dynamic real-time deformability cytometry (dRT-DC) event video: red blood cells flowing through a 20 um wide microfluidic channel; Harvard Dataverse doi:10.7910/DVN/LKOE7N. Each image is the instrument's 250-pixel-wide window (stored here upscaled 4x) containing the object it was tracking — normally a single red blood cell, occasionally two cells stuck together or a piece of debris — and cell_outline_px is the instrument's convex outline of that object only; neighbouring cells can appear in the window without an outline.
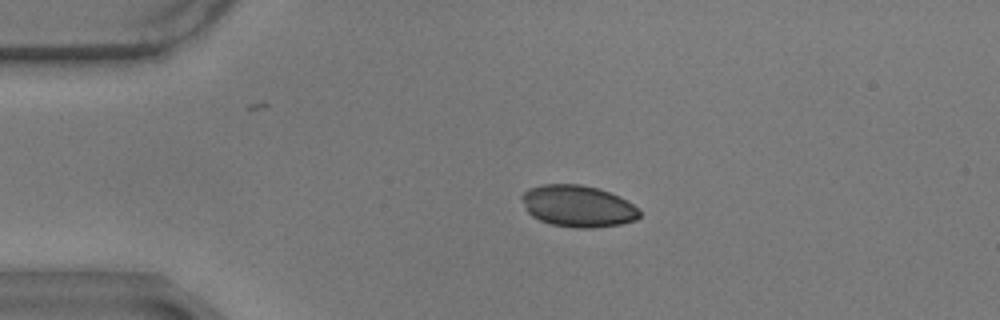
{"species": "common noctule bat (a hibernating species)", "species_latin": "Nyctalus noctula", "temperature_condition": "warm", "stored_images_in_passage": 49, "camera_frame_rate_fps": 3000, "um_per_image_px": 0.085, "animal": {"sex": "male", "body_mass_g": 17.9}, "frame": {"image": 1, "passage_image": 12, "time_ms": 3.667, "image_size_px": [1000, 320], "cell_outline_px": [[640, 216], [636, 220], [620, 224], [592, 228], [576, 228], [552, 224], [540, 220], [532, 216], [528, 212], [520, 196], [528, 188], [544, 184], [580, 184], [596, 188], [608, 192], [632, 204], [640, 212]], "centroid_in_image_um": [49.09, 17.52], "position_along_channel_um": 35.9, "area_um2": 28.26}}
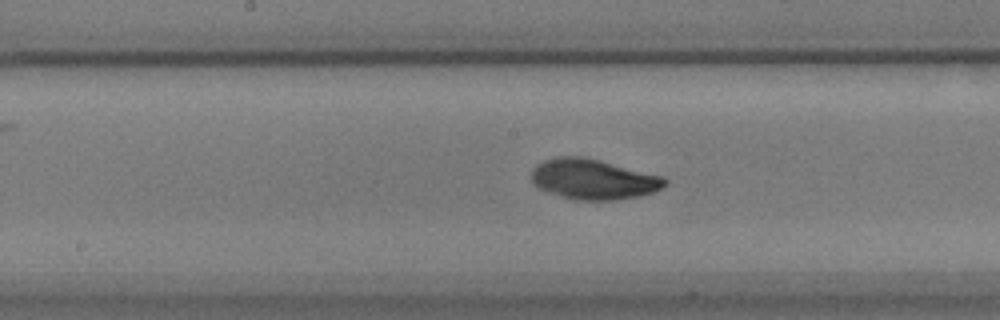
{"frame": {"image": 2, "passage_image": 29, "time_ms": 9.333, "image_size_px": [1000, 320], "cell_outline_px": [[668, 184], [664, 188], [640, 196], [616, 200], [572, 200], [548, 192], [532, 184], [532, 168], [536, 164], [544, 160], [560, 156], [584, 156], [664, 176], [668, 180]], "centroid_in_image_um": [50.45, 15.23], "position_along_channel_um": 197.7, "area_um2": 31.73}}
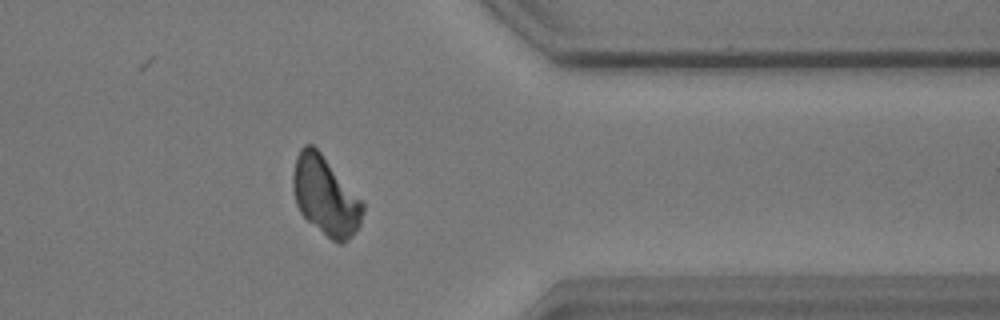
{"frame": {"image": 3, "passage_image": 46, "time_ms": 15.0, "image_size_px": [1000, 320], "cell_outline_px": [[364, 208], [360, 224], [352, 236], [348, 240], [340, 244], [332, 240], [308, 220], [300, 212], [296, 204], [292, 188], [292, 172], [296, 156], [300, 148], [304, 144], [312, 144], [320, 152], [364, 204]], "centroid_in_image_um": [27.63, 16.64], "position_along_channel_um": 383.8, "area_um2": 31.62}}